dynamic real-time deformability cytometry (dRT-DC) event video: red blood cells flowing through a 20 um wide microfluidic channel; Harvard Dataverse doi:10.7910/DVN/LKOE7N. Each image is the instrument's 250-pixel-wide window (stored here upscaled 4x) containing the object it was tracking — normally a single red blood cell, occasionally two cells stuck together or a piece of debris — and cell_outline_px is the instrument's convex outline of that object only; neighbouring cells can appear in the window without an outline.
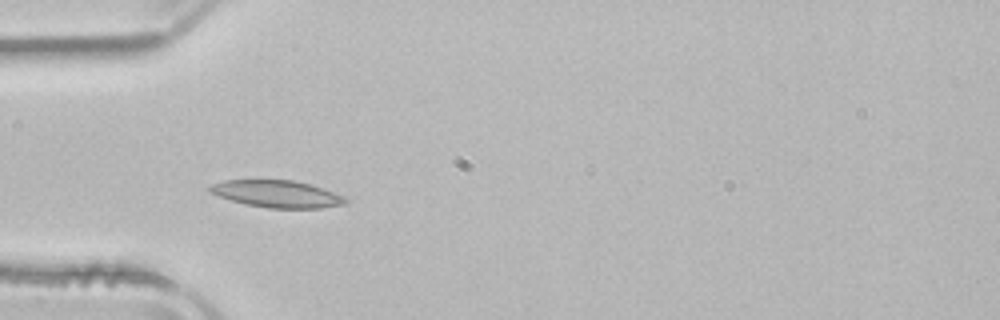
{"species": "common noctule bat (a hibernating species)", "species_latin": "Nyctalus noctula", "temperature_condition": "room temperature", "stored_images_in_passage": 37, "camera_frame_rate_fps": 3000, "um_per_image_px": 0.085, "animal": {"sex": "male", "body_mass_g": 21.5, "forearm_length_mm": 52.0}, "frame": {"image": 1, "passage_image": 1, "time_ms": 0.0, "image_size_px": [1000, 320], "cell_outline_px": [[348, 200], [344, 204], [320, 208], [268, 208], [244, 204], [208, 192], [208, 188], [212, 184], [224, 180], [292, 180], [308, 184], [344, 196]], "centroid_in_image_um": [23.51, 16.49], "position_along_channel_um": 61.5, "area_um2": 21.15}}
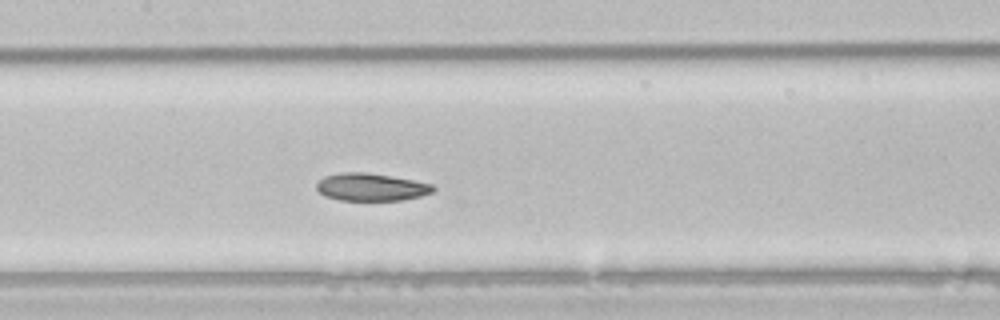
{"frame": {"image": 2, "passage_image": 10, "time_ms": 3.0, "image_size_px": [1000, 320], "cell_outline_px": [[436, 188], [432, 192], [420, 196], [400, 200], [340, 200], [324, 196], [316, 188], [316, 184], [324, 176], [340, 172], [364, 172], [392, 176], [432, 184]], "centroid_in_image_um": [31.52, 15.89], "position_along_channel_um": 175.9, "area_um2": 18.67}}
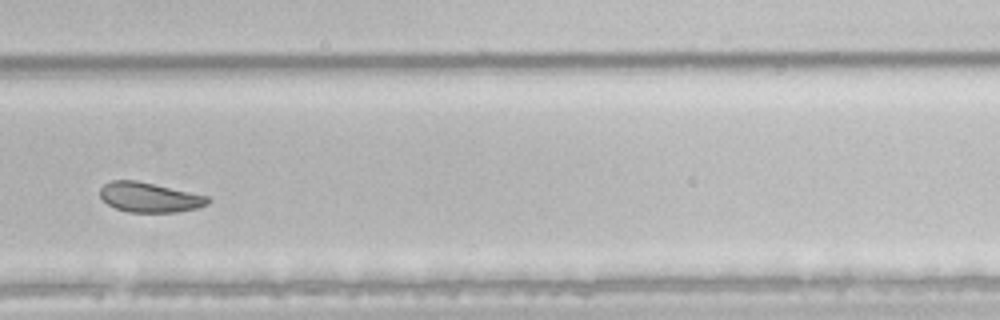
{"frame": {"image": 3, "passage_image": 21, "time_ms": 6.667, "image_size_px": [1000, 320], "cell_outline_px": [[212, 200], [208, 204], [196, 208], [176, 212], [128, 212], [116, 208], [108, 204], [100, 196], [100, 188], [104, 184], [112, 180], [136, 180], [208, 196]], "centroid_in_image_um": [12.71, 16.77], "position_along_channel_um": 317.1, "area_um2": 18.61}, "authors_computed_cell_mechanics": {"area_um2": 19.8254, "velocity_mm_per_s": 3.8683, "shape_relaxation_time_tau1_ms": 4.9795, "shape_relaxation_time_tau2_ms": 2.11, "deformation_change_tau1": 0.1189, "deformation_change_tau2": 0.061}}